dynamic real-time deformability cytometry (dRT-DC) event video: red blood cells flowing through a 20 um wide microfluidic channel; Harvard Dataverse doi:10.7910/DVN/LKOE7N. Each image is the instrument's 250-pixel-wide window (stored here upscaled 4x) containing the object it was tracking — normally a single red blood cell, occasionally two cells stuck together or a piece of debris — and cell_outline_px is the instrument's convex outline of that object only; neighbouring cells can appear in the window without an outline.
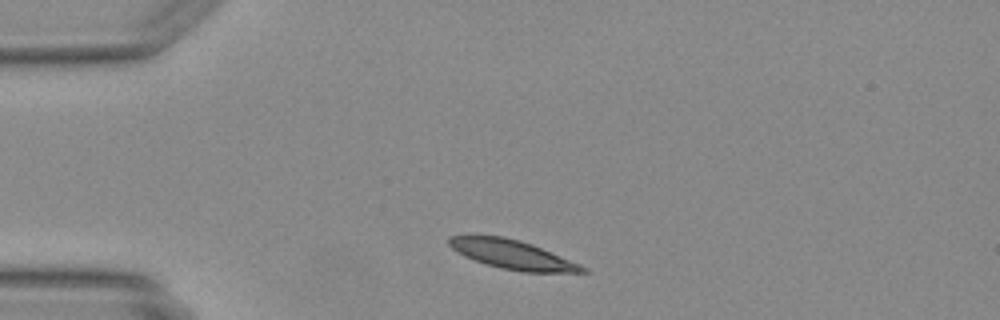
{"species": "Egyptian fruit bat (a non-hibernating species)", "species_latin": "Rousettus aegyptiacus", "temperature_condition": "warm", "stored_images_in_passage": 38, "camera_frame_rate_fps": 3000, "um_per_image_px": 0.085, "animal": {"sex": "female"}, "frame": {"image": 1, "passage_image": 1, "time_ms": 0.0, "image_size_px": [1000, 320], "cell_outline_px": [[588, 272], [524, 272], [500, 268], [464, 256], [452, 248], [448, 244], [448, 236], [500, 236], [520, 240], [532, 244], [580, 264], [588, 268]], "centroid_in_image_um": [43.57, 21.64], "position_along_channel_um": 41.4, "area_um2": 22.2}}
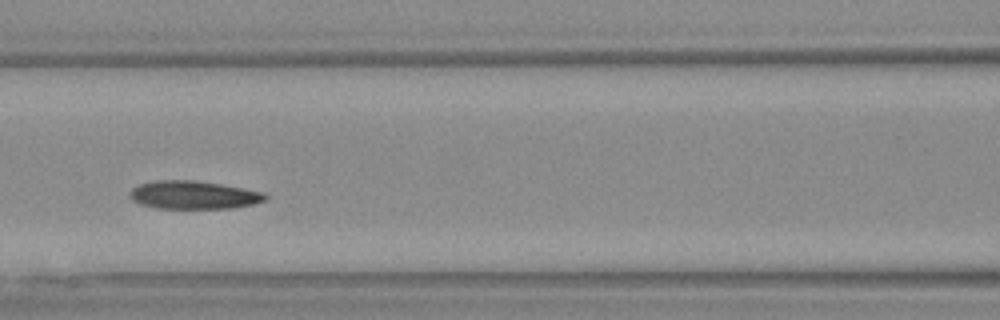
{"frame": {"image": 2, "passage_image": 11, "time_ms": 3.333, "image_size_px": [1000, 320], "cell_outline_px": [[268, 200], [252, 204], [232, 208], [156, 208], [140, 204], [132, 200], [128, 196], [128, 192], [132, 188], [140, 184], [156, 180], [192, 180], [220, 184], [264, 192], [268, 196]], "centroid_in_image_um": [16.43, 16.57], "position_along_channel_um": 150.2, "area_um2": 22.25}}
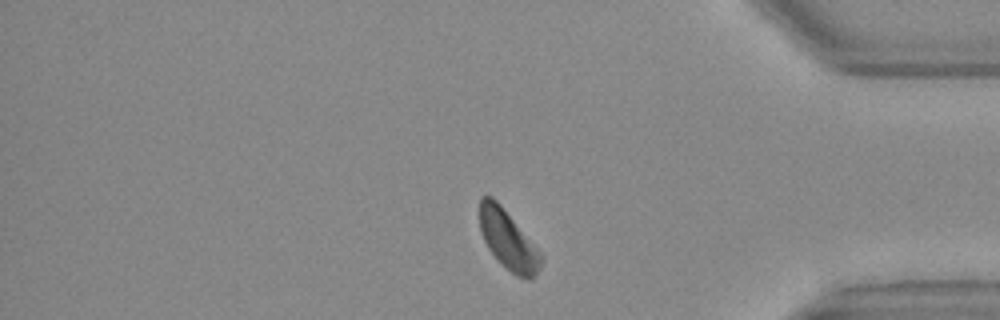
{"frame": {"image": 3, "passage_image": 30, "time_ms": 9.667, "image_size_px": [1000, 320], "cell_outline_px": [[540, 268], [532, 276], [516, 276], [496, 260], [488, 248], [480, 232], [480, 196], [492, 196], [500, 204], [540, 252]], "centroid_in_image_um": [43.12, 20.36], "position_along_channel_um": 392.1, "area_um2": 20.46}}